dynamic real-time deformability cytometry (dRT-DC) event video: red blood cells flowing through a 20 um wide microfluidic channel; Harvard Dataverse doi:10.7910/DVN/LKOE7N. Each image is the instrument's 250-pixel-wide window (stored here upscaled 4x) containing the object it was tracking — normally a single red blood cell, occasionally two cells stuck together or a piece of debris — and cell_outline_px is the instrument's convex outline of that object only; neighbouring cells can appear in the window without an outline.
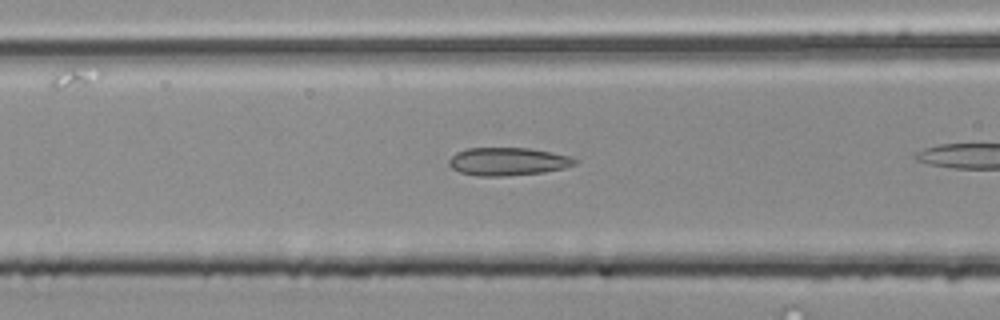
{"species": "common noctule bat (a hibernating species)", "species_latin": "Nyctalus noctula", "temperature_condition": "room temperature", "stored_images_in_passage": 30, "camera_frame_rate_fps": 3000, "um_per_image_px": 0.085, "animal": {"sex": "male", "body_mass_g": 20.4}, "frame": {"image": 1, "passage_image": 19, "time_ms": 6.0, "image_size_px": [1000, 320], "cell_outline_px": [[580, 160], [576, 164], [564, 168], [544, 172], [504, 176], [476, 176], [460, 172], [452, 168], [448, 164], [448, 160], [456, 152], [468, 148], [528, 148], [572, 156]], "centroid_in_image_um": [43.18, 13.73], "position_along_channel_um": 123.4, "area_um2": 20.63}}
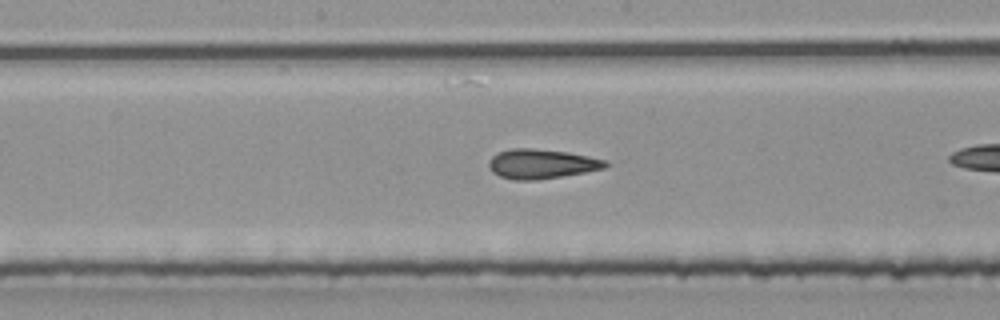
{"frame": {"image": 2, "passage_image": 25, "time_ms": 8.0, "image_size_px": [1000, 320], "cell_outline_px": [[608, 164], [604, 168], [584, 172], [536, 180], [512, 180], [500, 176], [492, 172], [488, 168], [488, 160], [496, 152], [512, 148], [532, 148], [568, 152], [608, 160]], "centroid_in_image_um": [45.98, 13.92], "position_along_channel_um": 202.2, "area_um2": 20.17}}
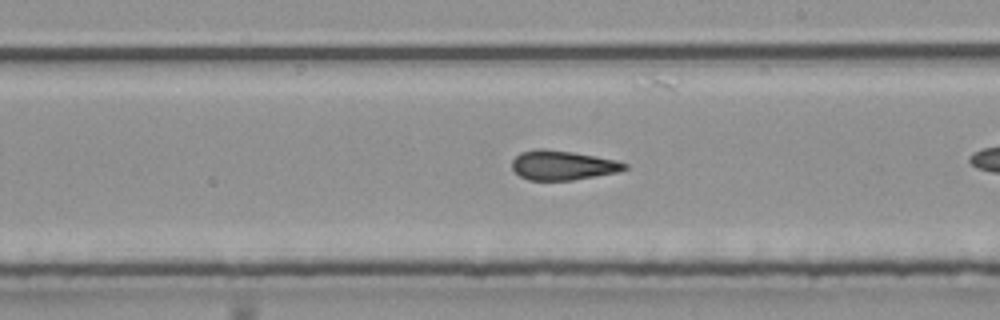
{"frame": {"image": 3, "passage_image": 28, "time_ms": 9.0, "image_size_px": [1000, 320], "cell_outline_px": [[628, 168], [616, 172], [572, 180], [528, 180], [520, 176], [512, 168], [512, 160], [520, 152], [536, 148], [544, 148], [572, 152], [596, 156], [616, 160], [628, 164]], "centroid_in_image_um": [47.8, 14.03], "position_along_channel_um": 241.2, "area_um2": 19.31}}